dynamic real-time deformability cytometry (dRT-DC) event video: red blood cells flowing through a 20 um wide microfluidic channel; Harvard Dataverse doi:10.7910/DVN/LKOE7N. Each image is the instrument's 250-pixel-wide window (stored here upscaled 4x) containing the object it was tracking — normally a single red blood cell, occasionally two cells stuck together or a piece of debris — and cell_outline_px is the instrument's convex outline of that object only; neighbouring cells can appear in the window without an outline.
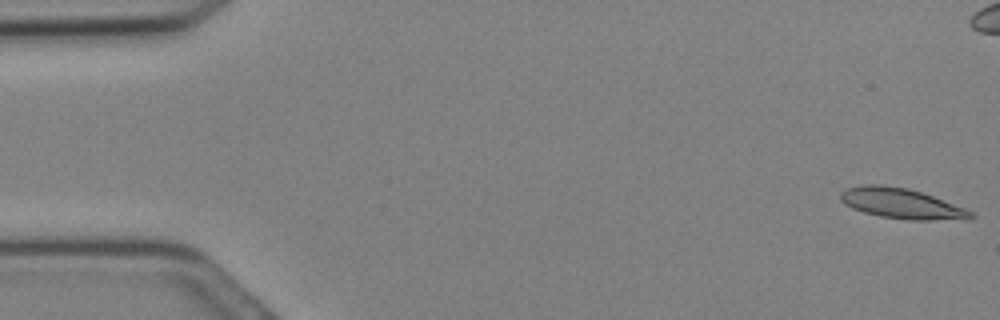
{"species": "Egyptian fruit bat (a non-hibernating species)", "species_latin": "Rousettus aegyptiacus", "temperature_condition": "cold", "stored_images_in_passage": 12, "camera_frame_rate_fps": 3000, "um_per_image_px": 0.085, "animal": {"sex": "female"}, "frame": {"image": 1, "passage_image": 1, "time_ms": 0.0, "image_size_px": [1000, 320], "cell_outline_px": [[976, 216], [968, 220], [908, 220], [880, 216], [864, 212], [852, 208], [844, 204], [840, 200], [840, 192], [844, 188], [864, 184], [884, 184], [908, 188], [932, 196], [964, 208], [972, 212]], "centroid_in_image_um": [76.6, 17.3], "position_along_channel_um": 8.4, "area_um2": 23.24}}